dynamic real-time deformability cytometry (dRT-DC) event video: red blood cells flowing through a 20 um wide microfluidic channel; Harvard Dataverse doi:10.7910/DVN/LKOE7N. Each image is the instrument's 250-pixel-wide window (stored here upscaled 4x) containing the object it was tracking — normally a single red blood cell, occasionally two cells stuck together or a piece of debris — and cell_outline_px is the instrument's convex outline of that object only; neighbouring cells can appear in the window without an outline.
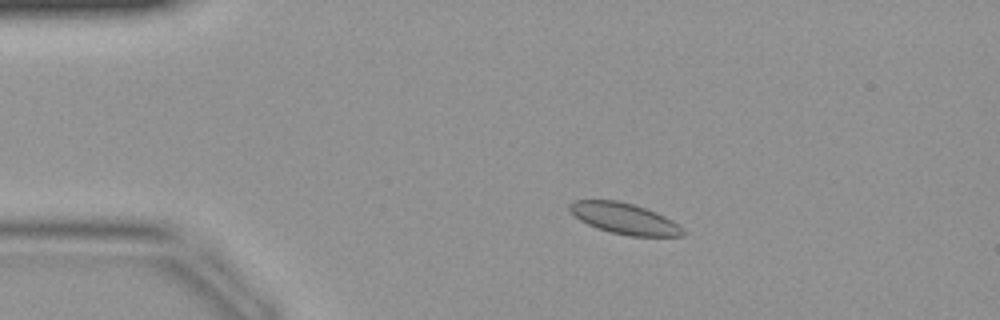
{"species": "common noctule bat (a hibernating species)", "species_latin": "Nyctalus noctula", "temperature_condition": "warm", "stored_images_in_passage": 44, "camera_frame_rate_fps": 3000, "um_per_image_px": 0.085, "animal": {"sex": "female", "body_mass_g": 19.9}, "frame": {"image": 1, "passage_image": 9, "time_ms": 2.667, "image_size_px": [1000, 320], "cell_outline_px": [[688, 232], [684, 236], [628, 236], [596, 228], [580, 220], [568, 212], [568, 204], [572, 200], [616, 200], [636, 204], [656, 212], [672, 220]], "centroid_in_image_um": [53.06, 18.57], "position_along_channel_um": 31.9, "area_um2": 20.75}}
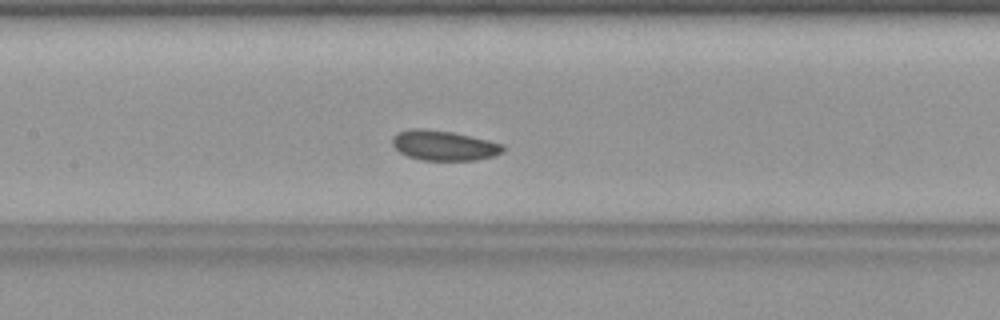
{"frame": {"image": 2, "passage_image": 21, "time_ms": 6.667, "image_size_px": [1000, 320], "cell_outline_px": [[504, 152], [492, 156], [476, 160], [420, 160], [408, 156], [400, 152], [392, 144], [392, 136], [396, 132], [412, 128], [424, 128], [452, 132], [488, 140], [504, 144]], "centroid_in_image_um": [37.71, 12.36], "position_along_channel_um": 169.7, "area_um2": 19.42}}
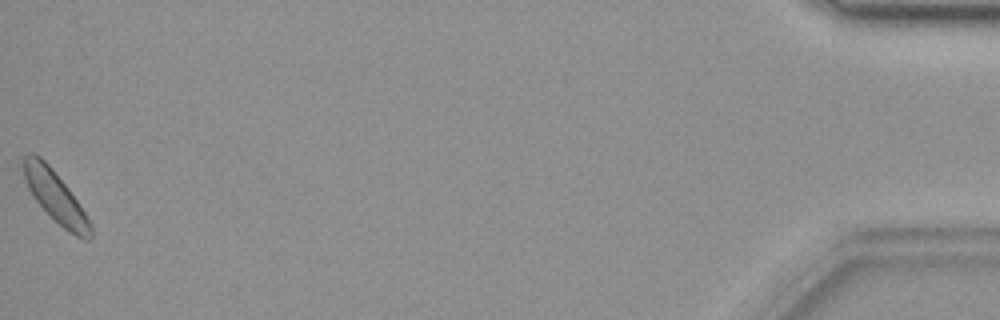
{"frame": {"image": 3, "passage_image": 44, "time_ms": 14.333, "image_size_px": [1000, 320], "cell_outline_px": [[92, 236], [88, 240], [84, 240], [76, 236], [64, 228], [36, 200], [28, 188], [24, 176], [24, 156], [28, 152], [32, 152], [40, 156], [48, 164], [68, 188], [92, 224]], "centroid_in_image_um": [4.72, 16.71], "position_along_channel_um": 430.5, "area_um2": 19.31}}